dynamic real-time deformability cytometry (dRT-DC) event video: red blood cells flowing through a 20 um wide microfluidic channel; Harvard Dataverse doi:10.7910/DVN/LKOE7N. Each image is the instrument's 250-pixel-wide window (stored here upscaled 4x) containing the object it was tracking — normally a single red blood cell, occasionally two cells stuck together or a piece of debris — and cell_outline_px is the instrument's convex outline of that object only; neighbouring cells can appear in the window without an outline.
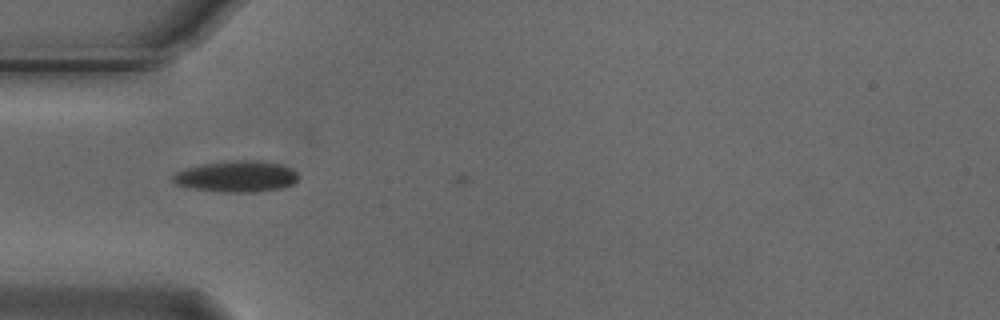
{"species": "Egyptian fruit bat (a non-hibernating species)", "species_latin": "Rousettus aegyptiacus", "temperature_condition": "cold", "stored_images_in_passage": 9, "camera_frame_rate_fps": 3000, "um_per_image_px": 0.085, "animal": {"sex": "male"}, "frame": {"image": 1, "passage_image": 8, "time_ms": 2.333, "image_size_px": [1000, 320], "cell_outline_px": [[300, 176], [292, 184], [284, 188], [252, 192], [224, 192], [192, 188], [172, 184], [172, 176], [176, 172], [188, 168], [204, 164], [224, 160], [260, 160], [280, 164], [292, 168]], "centroid_in_image_um": [20.11, 14.99], "position_along_channel_um": 64.9, "area_um2": 23.0}}